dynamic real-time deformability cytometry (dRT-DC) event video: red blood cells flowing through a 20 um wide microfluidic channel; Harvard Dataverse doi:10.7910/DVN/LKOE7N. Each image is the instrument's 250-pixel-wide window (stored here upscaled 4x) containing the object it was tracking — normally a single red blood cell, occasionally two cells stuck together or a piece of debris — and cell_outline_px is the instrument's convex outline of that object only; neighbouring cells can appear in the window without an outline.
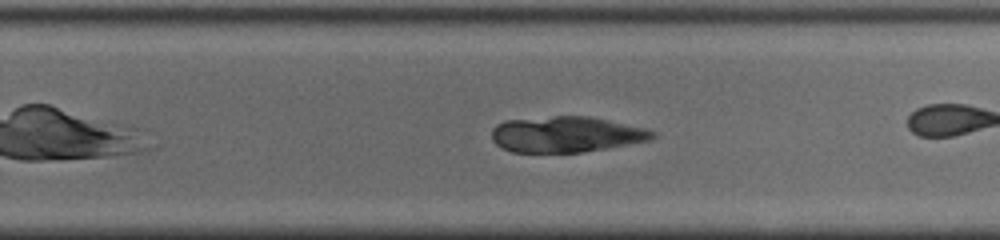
{"species": "common noctule bat (a hibernating species)", "species_latin": "Nyctalus noctula", "temperature_condition": "cold", "stored_images_in_passage": 33, "camera_frame_rate_fps": 3000, "um_per_image_px": 0.085, "animal": {"sex": "male", "body_mass_g": 19.0, "forearm_length_mm": 50.8}, "frame": {"image": 1, "passage_image": 19, "time_ms": 6.0, "image_size_px": [1000, 240], "cell_outline_px": [[656, 136], [648, 140], [628, 144], [580, 152], [512, 152], [496, 144], [492, 140], [492, 128], [496, 124], [504, 120], [552, 116], [588, 116], [608, 120], [644, 128], [656, 132]], "centroid_in_image_um": [48.07, 11.41], "position_along_channel_um": 281.7, "area_um2": 33.35}}